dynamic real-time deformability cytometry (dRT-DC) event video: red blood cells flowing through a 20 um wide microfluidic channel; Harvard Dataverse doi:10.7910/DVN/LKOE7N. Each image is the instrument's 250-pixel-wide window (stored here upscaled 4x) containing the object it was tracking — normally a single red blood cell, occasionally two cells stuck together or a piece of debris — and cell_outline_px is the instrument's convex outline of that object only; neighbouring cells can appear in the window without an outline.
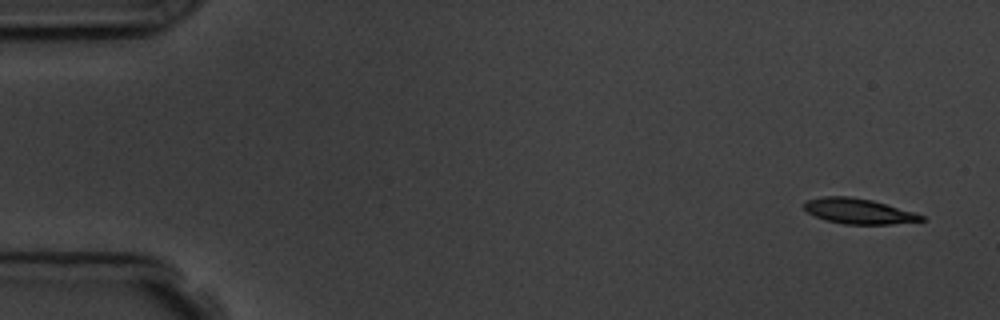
{"species": "common noctule bat (a hibernating species)", "species_latin": "Nyctalus noctula", "temperature_condition": "room temperature", "stored_images_in_passage": 6, "camera_frame_rate_fps": 3000, "um_per_image_px": 0.085, "animal": {"sex": "male", "body_mass_g": 19.5, "forearm_length_mm": 54.6}, "frame": {"image": 1, "passage_image": 1, "time_ms": 0.0, "image_size_px": [1000, 320], "cell_outline_px": [[924, 220], [892, 224], [844, 224], [824, 220], [808, 212], [804, 208], [804, 204], [808, 200], [824, 196], [848, 196], [872, 200], [912, 212], [924, 216]], "centroid_in_image_um": [72.94, 17.95], "position_along_channel_um": 12.1, "area_um2": 16.99}}
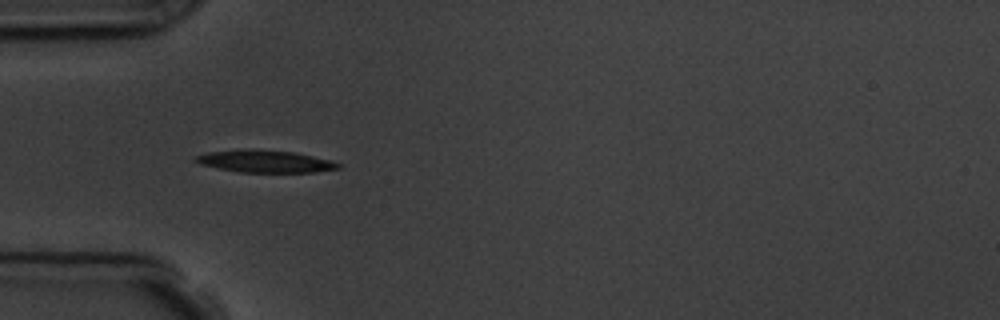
{"frame": {"image": 2, "passage_image": 5, "time_ms": 4.667, "image_size_px": [1000, 320], "cell_outline_px": [[340, 168], [316, 172], [240, 172], [200, 164], [192, 160], [196, 156], [208, 152], [252, 148], [296, 152], [328, 160], [340, 164]], "centroid_in_image_um": [22.51, 13.7], "position_along_channel_um": 62.5, "area_um2": 18.44}}